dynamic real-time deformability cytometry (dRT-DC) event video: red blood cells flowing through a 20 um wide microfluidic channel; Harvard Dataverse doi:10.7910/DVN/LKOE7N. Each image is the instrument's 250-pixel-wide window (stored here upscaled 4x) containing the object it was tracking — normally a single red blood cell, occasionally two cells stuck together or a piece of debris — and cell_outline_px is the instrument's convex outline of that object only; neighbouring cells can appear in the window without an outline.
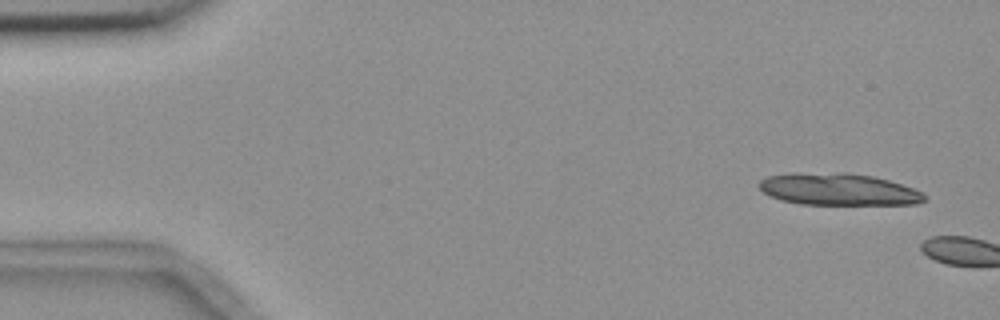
{"species": "common noctule bat (a hibernating species)", "species_latin": "Nyctalus noctula", "temperature_condition": "room temperature", "stored_images_in_passage": 2, "camera_frame_rate_fps": 3000, "um_per_image_px": 0.085, "animal": {"sex": "female", "body_mass_g": 18.4}, "frame": {"image": 1, "passage_image": 1, "time_ms": 0.0, "image_size_px": [1000, 320], "cell_outline_px": [[928, 196], [924, 200], [916, 204], [800, 204], [780, 200], [768, 196], [756, 184], [760, 180], [768, 176], [796, 172], [844, 172], [872, 176], [888, 180], [924, 192]], "centroid_in_image_um": [71.22, 16.08], "position_along_channel_um": 13.8, "area_um2": 31.04}}